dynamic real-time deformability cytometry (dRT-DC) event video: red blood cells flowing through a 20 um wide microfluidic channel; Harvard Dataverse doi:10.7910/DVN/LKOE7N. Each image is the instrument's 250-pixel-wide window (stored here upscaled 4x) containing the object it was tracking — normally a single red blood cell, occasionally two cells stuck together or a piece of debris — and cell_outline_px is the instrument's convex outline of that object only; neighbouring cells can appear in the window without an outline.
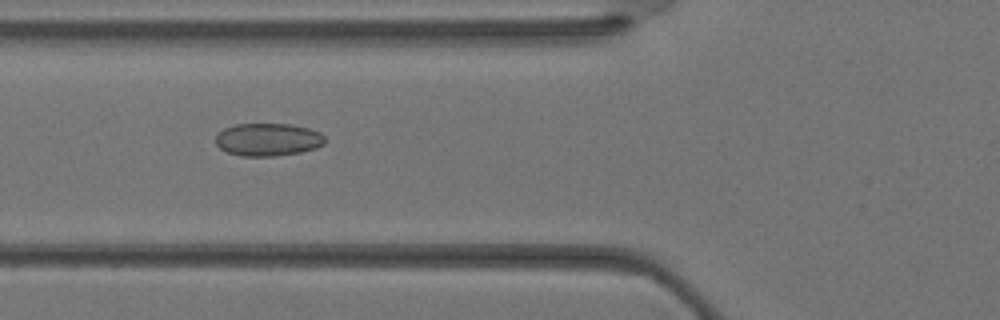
{"species": "Egyptian fruit bat (a non-hibernating species)", "species_latin": "Rousettus aegyptiacus", "temperature_condition": "warm", "stored_images_in_passage": 36, "camera_frame_rate_fps": 3000, "um_per_image_px": 0.085, "animal": {"sex": "female"}, "frame": {"image": 1, "passage_image": 14, "time_ms": 4.333, "image_size_px": [1000, 320], "cell_outline_px": [[328, 140], [324, 144], [316, 148], [300, 152], [272, 156], [240, 156], [228, 152], [220, 148], [216, 144], [216, 136], [224, 128], [236, 124], [292, 124], [308, 128], [320, 132]], "centroid_in_image_um": [22.81, 11.86], "position_along_channel_um": 103.0, "area_um2": 20.92}}
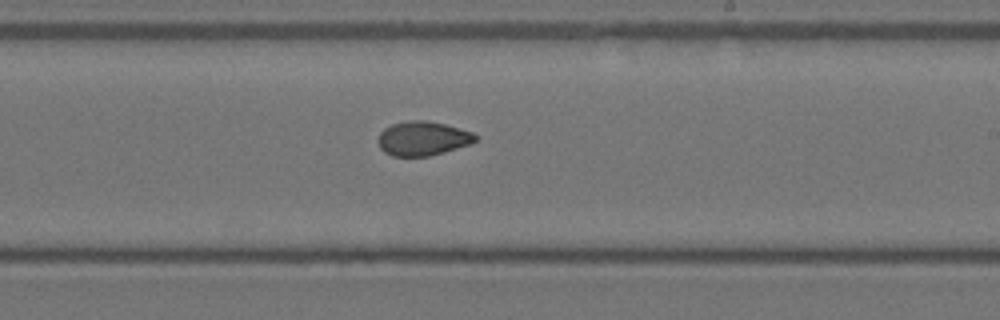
{"frame": {"image": 2, "passage_image": 22, "time_ms": 7.0, "image_size_px": [1000, 320], "cell_outline_px": [[480, 136], [472, 144], [444, 152], [428, 156], [392, 156], [384, 152], [380, 148], [380, 132], [384, 128], [392, 124], [408, 120], [424, 120], [444, 124], [472, 132]], "centroid_in_image_um": [35.97, 11.77], "position_along_channel_um": 253.0, "area_um2": 19.36}}
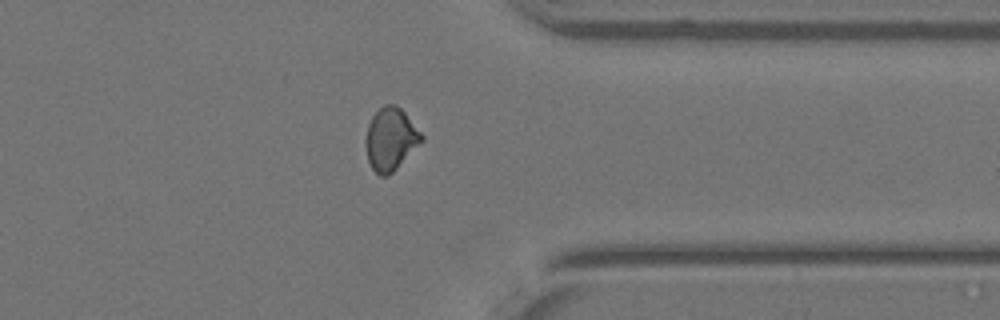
{"frame": {"image": 3, "passage_image": 29, "time_ms": 9.333, "image_size_px": [1000, 320], "cell_outline_px": [[424, 140], [388, 176], [380, 176], [372, 168], [368, 160], [364, 144], [368, 124], [372, 116], [384, 104], [396, 104], [404, 112], [424, 136]], "centroid_in_image_um": [33.19, 11.82], "position_along_channel_um": 378.2, "area_um2": 20.29}}